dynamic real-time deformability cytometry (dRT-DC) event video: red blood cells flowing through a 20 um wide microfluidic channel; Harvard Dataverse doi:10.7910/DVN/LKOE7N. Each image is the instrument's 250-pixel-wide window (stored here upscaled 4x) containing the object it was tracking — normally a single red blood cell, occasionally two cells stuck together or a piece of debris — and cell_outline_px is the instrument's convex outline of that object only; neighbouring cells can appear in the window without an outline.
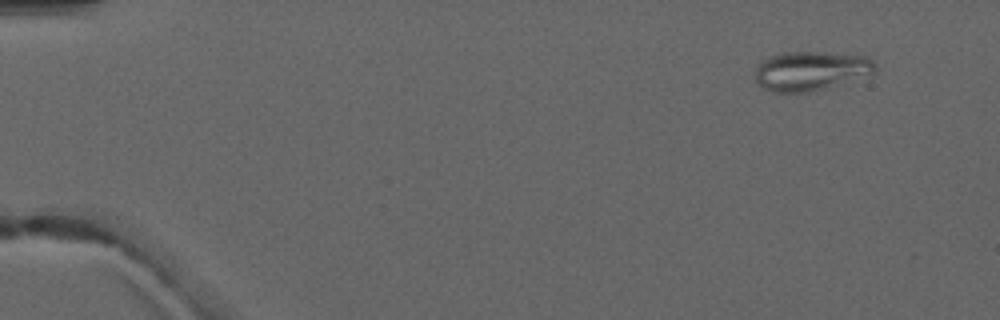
{"species": "common noctule bat (a hibernating species)", "species_latin": "Nyctalus noctula", "temperature_condition": "warm", "stored_images_in_passage": 4, "camera_frame_rate_fps": 3000, "um_per_image_px": 0.085, "animal": {"sex": "male", "forearm_length_mm": 52.5}, "frame": {"image": 1, "passage_image": 1, "time_ms": 0.0, "image_size_px": [1000, 320], "cell_outline_px": [[876, 72], [828, 88], [808, 92], [772, 92], [764, 88], [756, 80], [756, 64], [772, 56], [784, 52], [820, 52], [868, 56], [876, 64]], "centroid_in_image_um": [68.94, 6.02], "position_along_channel_um": 16.1, "area_um2": 27.4}}